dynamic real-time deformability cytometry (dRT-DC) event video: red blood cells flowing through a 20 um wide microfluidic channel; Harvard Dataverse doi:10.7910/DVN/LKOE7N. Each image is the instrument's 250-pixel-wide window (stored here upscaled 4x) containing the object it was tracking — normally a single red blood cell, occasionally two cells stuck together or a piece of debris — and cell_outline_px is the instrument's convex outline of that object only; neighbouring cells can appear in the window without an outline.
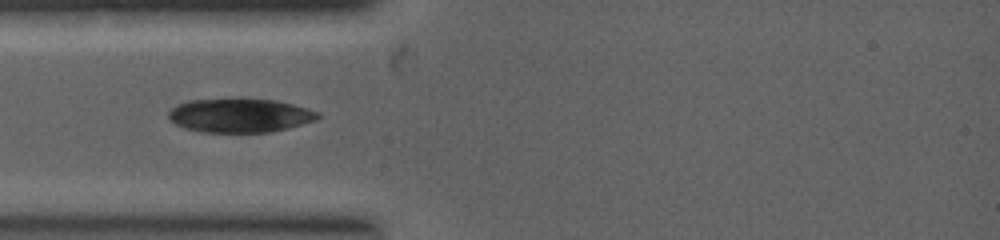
{"species": "common noctule bat (a hibernating species)", "species_latin": "Nyctalus noctula", "temperature_condition": "warm", "stored_images_in_passage": 2, "camera_frame_rate_fps": 5000, "um_per_image_px": 0.085, "animal": {"sex": "female", "body_mass_g": 19.0, "forearm_length_mm": 53.3}, "frame": {"image": 1, "passage_image": 1, "time_ms": 0.0, "image_size_px": [1000, 240], "cell_outline_px": [[320, 116], [316, 120], [288, 128], [268, 132], [204, 132], [184, 128], [176, 124], [168, 116], [168, 112], [176, 104], [188, 100], [276, 100], [308, 108], [320, 112]], "centroid_in_image_um": [20.4, 9.82], "position_along_channel_um": 64.6, "area_um2": 29.07}}